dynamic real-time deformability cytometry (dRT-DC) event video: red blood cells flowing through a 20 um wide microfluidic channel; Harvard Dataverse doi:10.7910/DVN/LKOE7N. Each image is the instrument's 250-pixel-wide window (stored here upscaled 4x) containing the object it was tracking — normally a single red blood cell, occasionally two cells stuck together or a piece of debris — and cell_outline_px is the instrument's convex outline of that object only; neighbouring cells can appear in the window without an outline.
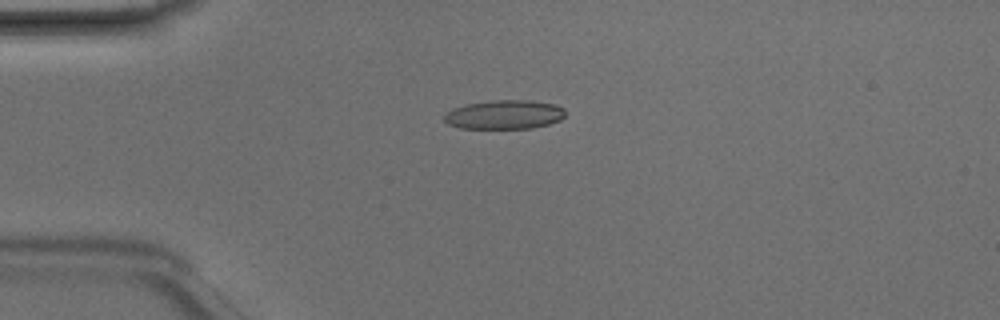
{"species": "Egyptian fruit bat (a non-hibernating species)", "species_latin": "Rousettus aegyptiacus", "temperature_condition": "room temperature", "stored_images_in_passage": 47, "camera_frame_rate_fps": 3000, "um_per_image_px": 0.085, "animal": {"sex": "male"}, "frame": {"image": 1, "passage_image": 11, "time_ms": 3.333, "image_size_px": [1000, 320], "cell_outline_px": [[564, 116], [560, 120], [548, 124], [532, 128], [460, 128], [448, 124], [444, 120], [444, 116], [452, 108], [468, 104], [492, 100], [528, 100], [556, 104], [564, 108]], "centroid_in_image_um": [42.88, 9.74], "position_along_channel_um": 42.1, "area_um2": 20.4}}
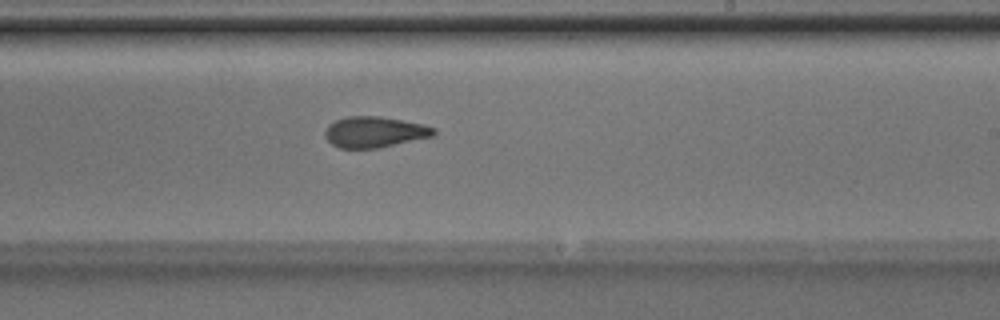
{"frame": {"image": 2, "passage_image": 28, "time_ms": 9.0, "image_size_px": [1000, 320], "cell_outline_px": [[436, 132], [432, 136], [380, 148], [340, 148], [332, 144], [324, 136], [324, 132], [328, 124], [336, 120], [348, 116], [380, 116], [424, 124], [436, 128]], "centroid_in_image_um": [31.83, 11.22], "position_along_channel_um": 257.2, "area_um2": 19.65}}
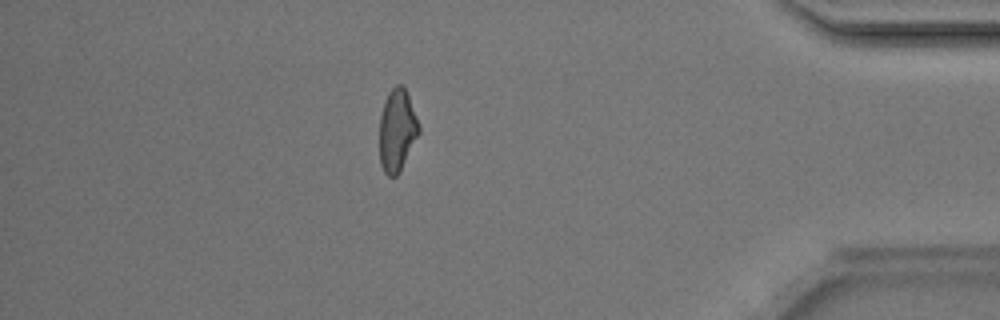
{"frame": {"image": 3, "passage_image": 41, "time_ms": 13.333, "image_size_px": [1000, 320], "cell_outline_px": [[420, 132], [400, 172], [396, 176], [388, 176], [384, 172], [380, 164], [380, 116], [384, 100], [388, 92], [396, 84], [400, 84], [404, 88], [408, 96], [420, 124]], "centroid_in_image_um": [33.75, 11.08], "position_along_channel_um": 401.4, "area_um2": 18.96}, "authors_computed_cell_mechanics": {"area_um2": 19.8832, "velocity_mm_per_s": 4.2353, "shape_relaxation_time_tau1_ms": 4.9526, "shape_relaxation_time_tau2_ms": 1.8349, "deformation_change_tau1": 0.1729, "deformation_change_tau2": 0.1013}}